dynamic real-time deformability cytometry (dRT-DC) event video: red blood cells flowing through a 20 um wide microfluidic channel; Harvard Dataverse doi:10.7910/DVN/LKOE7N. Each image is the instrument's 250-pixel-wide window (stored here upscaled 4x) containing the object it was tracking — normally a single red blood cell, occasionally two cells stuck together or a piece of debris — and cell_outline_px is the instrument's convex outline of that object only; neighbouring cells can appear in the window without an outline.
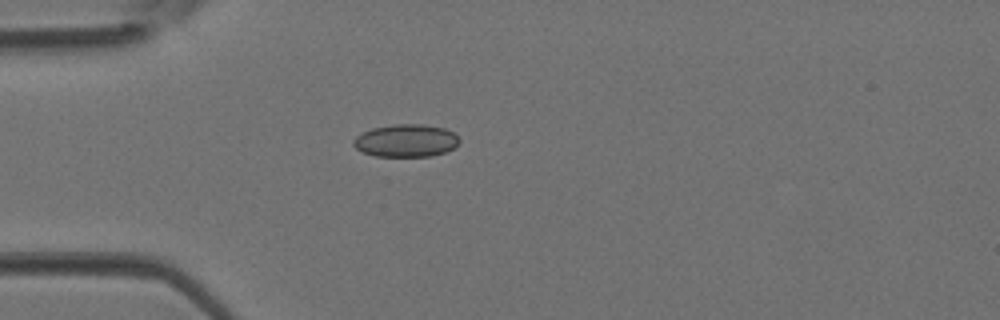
{"species": "Egyptian fruit bat (a non-hibernating species)", "species_latin": "Rousettus aegyptiacus", "temperature_condition": "room temperature", "stored_images_in_passage": 1, "camera_frame_rate_fps": 3000, "um_per_image_px": 0.085, "animal": {"sex": "female"}, "frame": {"image": 1, "passage_image": 1, "time_ms": 0.0, "image_size_px": [1000, 320], "cell_outline_px": [[460, 140], [452, 148], [444, 152], [432, 156], [376, 156], [364, 152], [356, 148], [352, 144], [352, 140], [356, 136], [372, 128], [396, 124], [424, 124], [444, 128], [452, 132]], "centroid_in_image_um": [34.48, 11.95], "position_along_channel_um": 50.5, "area_um2": 19.94}}